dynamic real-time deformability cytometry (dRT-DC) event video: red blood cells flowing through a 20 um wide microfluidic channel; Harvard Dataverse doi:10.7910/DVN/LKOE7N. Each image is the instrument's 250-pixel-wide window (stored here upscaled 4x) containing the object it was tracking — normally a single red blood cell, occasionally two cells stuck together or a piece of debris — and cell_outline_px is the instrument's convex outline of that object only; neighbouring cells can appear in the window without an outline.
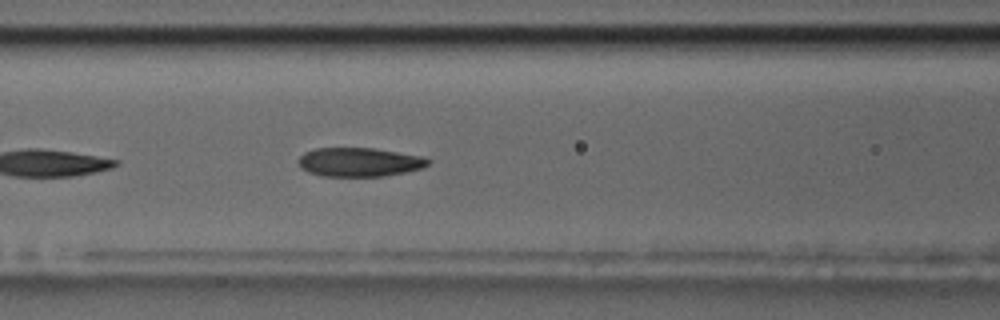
{"species": "common noctule bat (a hibernating species)", "species_latin": "Nyctalus noctula", "temperature_condition": "room temperature", "stored_images_in_passage": 26, "camera_frame_rate_fps": 3000, "um_per_image_px": 0.085, "animal": {"sex": "male", "body_mass_g": 17.5, "forearm_length_mm": 52.3}, "frame": {"image": 1, "passage_image": 8, "time_ms": 2.333, "image_size_px": [1000, 320], "cell_outline_px": [[432, 160], [424, 168], [384, 176], [320, 176], [308, 172], [300, 168], [296, 160], [304, 152], [316, 148], [372, 148], [420, 156]], "centroid_in_image_um": [30.49, 13.78], "position_along_channel_um": 136.1, "area_um2": 21.91}}
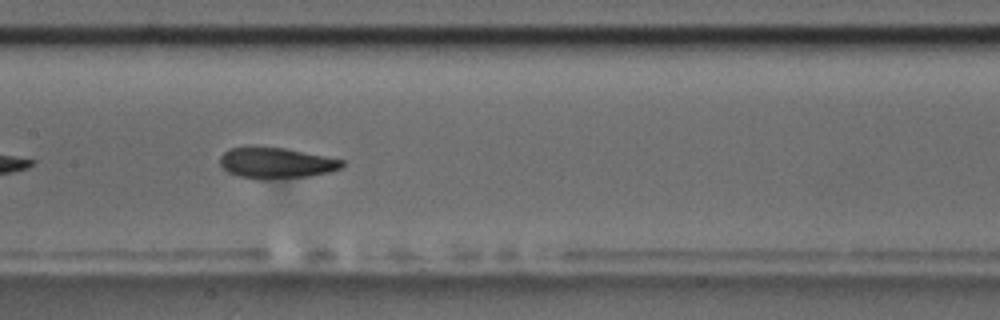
{"frame": {"image": 2, "passage_image": 12, "time_ms": 3.667, "image_size_px": [1000, 320], "cell_outline_px": [[344, 164], [340, 168], [328, 172], [308, 176], [264, 180], [260, 180], [240, 176], [228, 172], [220, 164], [220, 156], [224, 152], [232, 148], [248, 144], [256, 144], [284, 148], [344, 160]], "centroid_in_image_um": [23.41, 13.82], "position_along_channel_um": 184.0, "area_um2": 22.37}}